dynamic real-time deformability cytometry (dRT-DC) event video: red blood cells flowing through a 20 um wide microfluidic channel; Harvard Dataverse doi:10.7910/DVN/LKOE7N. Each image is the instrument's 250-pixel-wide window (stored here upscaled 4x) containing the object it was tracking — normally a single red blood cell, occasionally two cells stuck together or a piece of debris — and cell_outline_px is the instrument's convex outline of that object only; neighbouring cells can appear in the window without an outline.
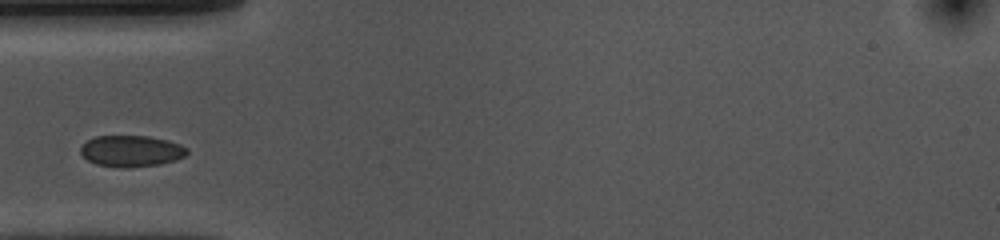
{"species": "common noctule bat (a hibernating species)", "species_latin": "Nyctalus noctula", "temperature_condition": "cold", "stored_images_in_passage": 28, "camera_frame_rate_fps": 3000, "um_per_image_px": 0.085, "animal": {"sex": "female", "body_mass_g": 10.0, "forearm_length_mm": 53.1}, "frame": {"image": 1, "passage_image": 1, "time_ms": 0.0, "image_size_px": [1000, 240], "cell_outline_px": [[188, 152], [184, 156], [176, 160], [160, 164], [124, 168], [96, 164], [88, 160], [80, 152], [80, 148], [88, 140], [96, 136], [148, 136], [168, 140], [180, 144], [188, 148]], "centroid_in_image_um": [11.18, 12.84], "position_along_channel_um": 73.8, "area_um2": 19.36}}
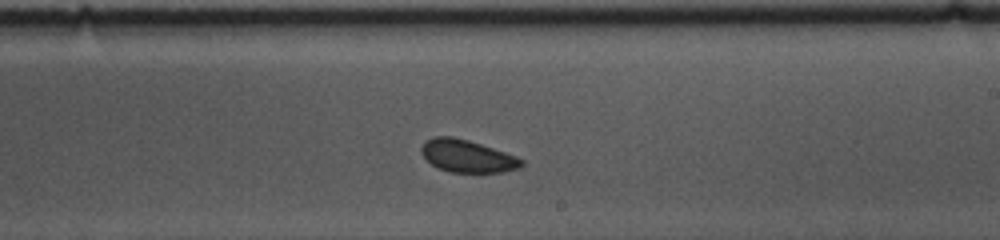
{"frame": {"image": 2, "passage_image": 16, "time_ms": 5.0, "image_size_px": [1000, 240], "cell_outline_px": [[524, 164], [520, 168], [504, 172], [448, 172], [436, 168], [420, 152], [420, 148], [424, 140], [436, 136], [452, 136], [468, 140], [516, 156], [524, 160]], "centroid_in_image_um": [39.7, 13.27], "position_along_channel_um": 249.3, "area_um2": 19.02}}
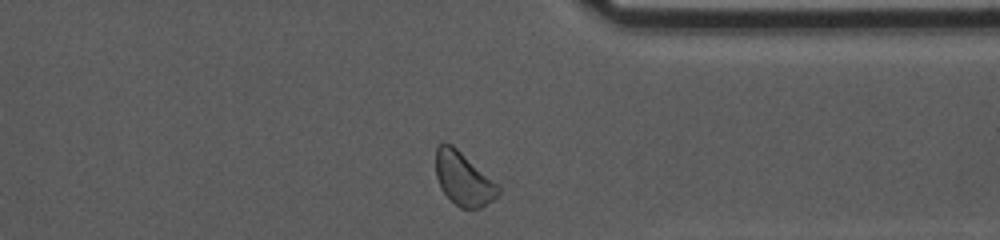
{"frame": {"image": 3, "passage_image": 27, "time_ms": 8.667, "image_size_px": [1000, 240], "cell_outline_px": [[500, 192], [492, 200], [480, 208], [460, 208], [440, 188], [436, 176], [436, 148], [444, 140], [452, 144], [500, 184]], "centroid_in_image_um": [39.4, 15.16], "position_along_channel_um": 372.0, "area_um2": 19.54}}